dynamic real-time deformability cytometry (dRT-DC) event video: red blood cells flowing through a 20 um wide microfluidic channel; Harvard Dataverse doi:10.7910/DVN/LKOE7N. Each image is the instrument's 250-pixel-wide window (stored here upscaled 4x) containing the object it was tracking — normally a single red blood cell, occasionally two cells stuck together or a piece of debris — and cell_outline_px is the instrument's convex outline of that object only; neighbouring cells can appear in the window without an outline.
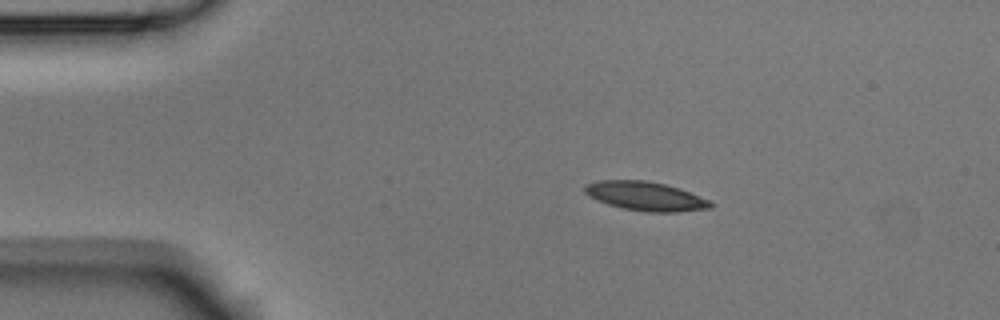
{"species": "Egyptian fruit bat (a non-hibernating species)", "species_latin": "Rousettus aegyptiacus", "temperature_condition": "room temperature", "stored_images_in_passage": 6, "camera_frame_rate_fps": 3000, "um_per_image_px": 0.085, "animal": {"sex": "male"}, "frame": {"image": 1, "passage_image": 2, "time_ms": 0.333, "image_size_px": [1000, 320], "cell_outline_px": [[712, 208], [676, 212], [644, 212], [624, 208], [608, 204], [588, 196], [584, 192], [584, 184], [600, 180], [644, 180], [664, 184], [680, 188], [712, 200]], "centroid_in_image_um": [54.89, 16.67], "position_along_channel_um": 30.1, "area_um2": 21.39}}
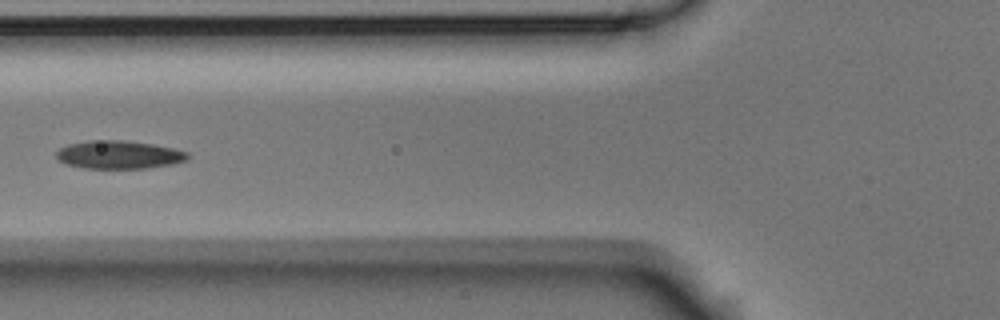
{"frame": {"image": 2, "passage_image": 5, "time_ms": 1.333, "image_size_px": [1000, 320], "cell_outline_px": [[188, 160], [172, 164], [148, 168], [84, 168], [64, 164], [56, 156], [56, 152], [60, 148], [68, 144], [88, 140], [124, 140], [152, 144], [172, 148], [188, 152]], "centroid_in_image_um": [10.09, 13.15], "position_along_channel_um": 115.7, "area_um2": 21.56}}
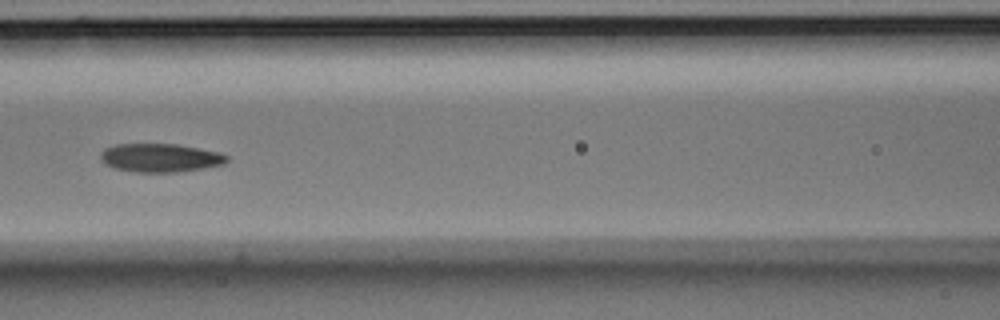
{"frame": {"image": 3, "passage_image": 6, "time_ms": 1.667, "image_size_px": [1000, 320], "cell_outline_px": [[228, 160], [224, 164], [204, 168], [176, 172], [136, 172], [112, 168], [104, 164], [100, 160], [100, 152], [104, 148], [116, 144], [176, 144], [220, 152], [228, 156]], "centroid_in_image_um": [13.58, 13.41], "position_along_channel_um": 153.0, "area_um2": 21.15}}